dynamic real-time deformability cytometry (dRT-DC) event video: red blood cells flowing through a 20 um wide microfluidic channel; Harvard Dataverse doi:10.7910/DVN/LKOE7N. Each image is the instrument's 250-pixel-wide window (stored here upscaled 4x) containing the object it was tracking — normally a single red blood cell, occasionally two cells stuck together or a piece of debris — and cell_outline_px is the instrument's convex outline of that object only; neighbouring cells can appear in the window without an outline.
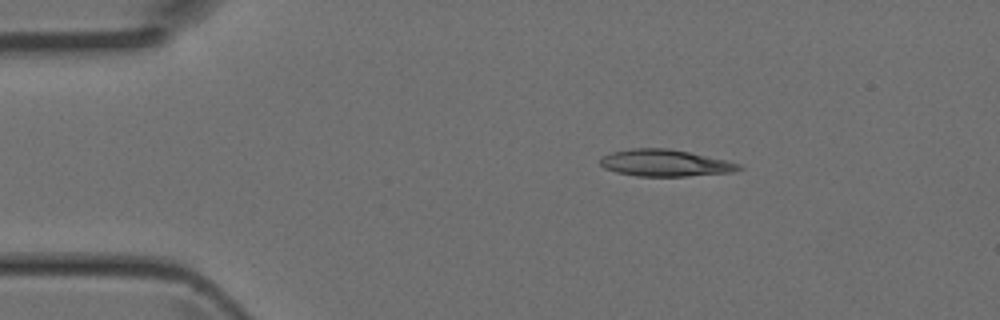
{"species": "Egyptian fruit bat (a non-hibernating species)", "species_latin": "Rousettus aegyptiacus", "temperature_condition": "room temperature", "stored_images_in_passage": 3, "camera_frame_rate_fps": 3000, "um_per_image_px": 0.085, "animal": {"sex": "female"}, "frame": {"image": 1, "passage_image": 2, "time_ms": 0.333, "image_size_px": [1000, 320], "cell_outline_px": [[744, 168], [736, 172], [688, 176], [636, 176], [616, 172], [604, 168], [600, 164], [600, 156], [612, 152], [632, 148], [668, 148], [728, 160], [740, 164]], "centroid_in_image_um": [56.55, 13.86], "position_along_channel_um": 28.4, "area_um2": 21.85}}